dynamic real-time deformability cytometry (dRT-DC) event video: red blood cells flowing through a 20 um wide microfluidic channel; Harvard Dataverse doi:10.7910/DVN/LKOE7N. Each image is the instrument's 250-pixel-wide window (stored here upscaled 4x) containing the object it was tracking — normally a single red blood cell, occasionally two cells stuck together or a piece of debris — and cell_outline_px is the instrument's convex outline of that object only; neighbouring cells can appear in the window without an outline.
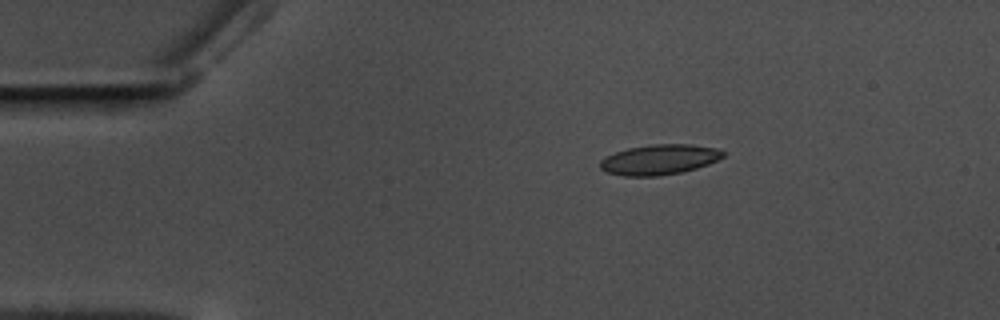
{"species": "common noctule bat (a hibernating species)", "species_latin": "Nyctalus noctula", "temperature_condition": "warm", "stored_images_in_passage": 48, "camera_frame_rate_fps": 3000, "um_per_image_px": 0.085, "animal": {"sex": "male", "body_mass_g": 17.5, "forearm_length_mm": 52.3}, "frame": {"image": 1, "passage_image": 1, "time_ms": 0.0, "image_size_px": [1000, 320], "cell_outline_px": [[728, 152], [724, 156], [708, 164], [696, 168], [680, 172], [656, 176], [624, 176], [604, 172], [600, 168], [600, 160], [616, 152], [628, 148], [652, 144], [692, 144], [716, 148]], "centroid_in_image_um": [56.05, 13.56], "position_along_channel_um": 28.9, "area_um2": 21.62}}
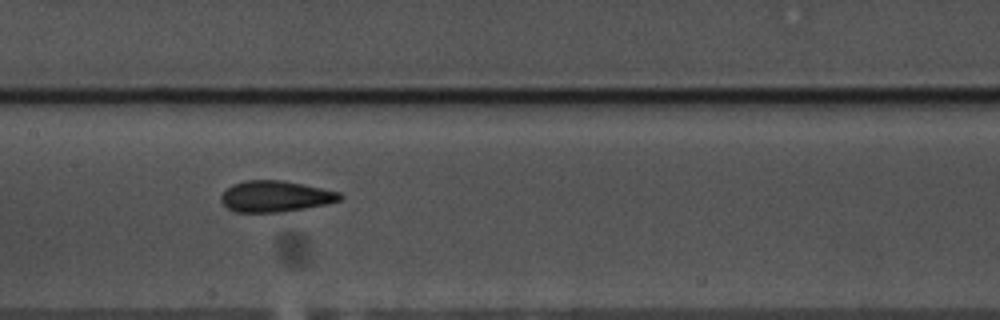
{"frame": {"image": 2, "passage_image": 19, "time_ms": 6.0, "image_size_px": [1000, 320], "cell_outline_px": [[344, 196], [340, 200], [324, 204], [284, 212], [236, 212], [228, 208], [220, 200], [220, 196], [232, 184], [244, 180], [280, 180], [340, 192]], "centroid_in_image_um": [23.38, 16.69], "position_along_channel_um": 184.0, "area_um2": 21.33}}
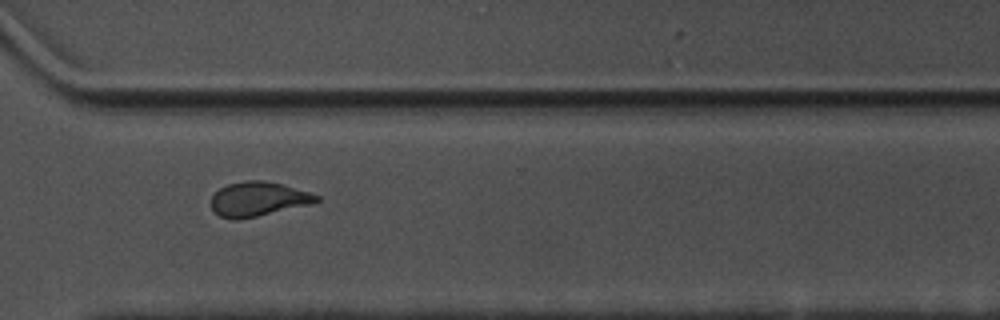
{"frame": {"image": 3, "passage_image": 33, "time_ms": 10.667, "image_size_px": [1000, 320], "cell_outline_px": [[320, 200], [312, 204], [256, 216], [236, 220], [232, 220], [220, 216], [212, 208], [212, 196], [220, 188], [228, 184], [244, 180], [264, 180], [284, 184], [320, 196]], "centroid_in_image_um": [21.96, 16.91], "position_along_channel_um": 348.6, "area_um2": 21.04}, "authors_computed_cell_mechanics": {"area_um2": 21.4727, "velocity_mm_per_s": 3.529, "shape_relaxation_time_tau1_ms": 7.8054, "shape_relaxation_time_tau2_ms": 1.2441, "deformation_change_tau1": 0.2183, "deformation_change_tau2": 0.0931}}